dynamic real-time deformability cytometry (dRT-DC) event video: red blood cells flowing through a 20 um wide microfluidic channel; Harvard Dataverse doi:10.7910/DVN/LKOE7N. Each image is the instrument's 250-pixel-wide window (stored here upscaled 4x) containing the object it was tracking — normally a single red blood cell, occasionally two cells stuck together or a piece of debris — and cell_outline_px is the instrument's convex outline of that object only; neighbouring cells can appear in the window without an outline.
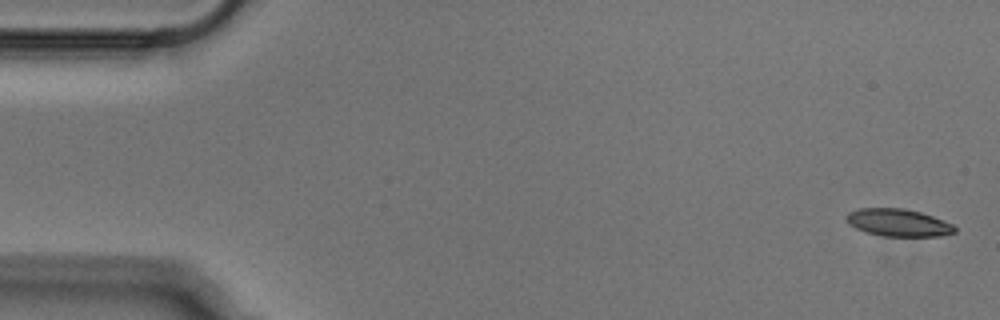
{"species": "Egyptian fruit bat (a non-hibernating species)", "species_latin": "Rousettus aegyptiacus", "temperature_condition": "cold", "stored_images_in_passage": 51, "camera_frame_rate_fps": 3000, "um_per_image_px": 0.085, "animal": {"sex": "male"}, "frame": {"image": 1, "passage_image": 1, "time_ms": 0.0, "image_size_px": [1000, 320], "cell_outline_px": [[956, 232], [940, 236], [884, 236], [864, 232], [848, 224], [844, 216], [848, 212], [860, 208], [904, 208], [920, 212], [932, 216], [952, 224], [956, 228]], "centroid_in_image_um": [76.31, 18.92], "position_along_channel_um": 8.7, "area_um2": 17.4}}
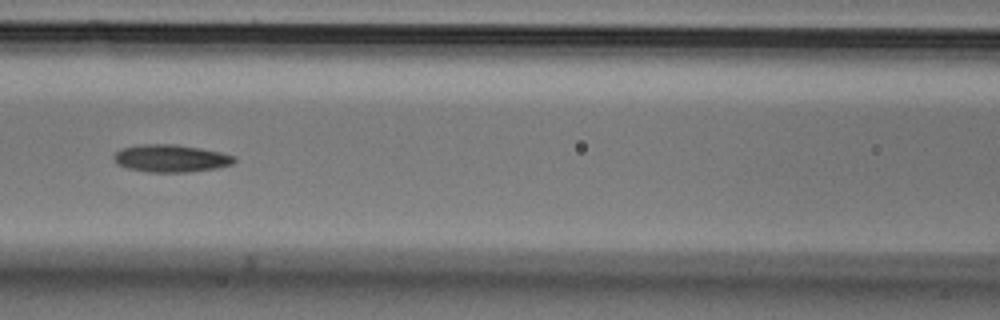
{"frame": {"image": 2, "passage_image": 22, "time_ms": 7.0, "image_size_px": [1000, 320], "cell_outline_px": [[236, 160], [232, 164], [216, 168], [188, 172], [148, 172], [128, 168], [116, 164], [112, 156], [116, 152], [124, 148], [140, 144], [176, 144], [200, 148], [220, 152], [236, 156]], "centroid_in_image_um": [14.52, 13.46], "position_along_channel_um": 152.1, "area_um2": 19.31}}
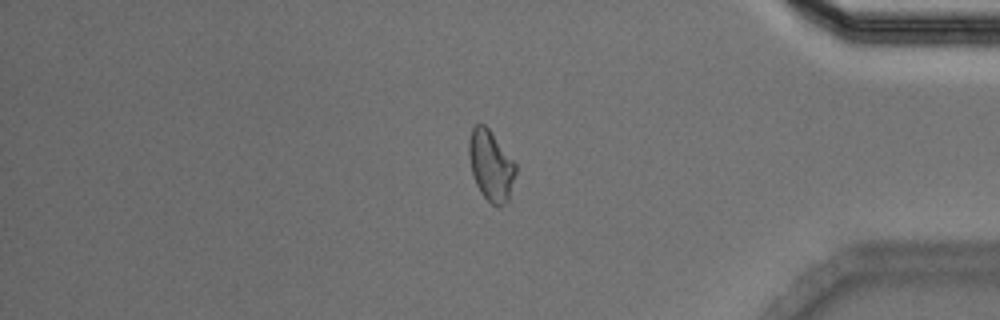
{"frame": {"image": 3, "passage_image": 43, "time_ms": 14.0, "image_size_px": [1000, 320], "cell_outline_px": [[516, 172], [508, 200], [500, 208], [496, 208], [480, 192], [476, 184], [472, 172], [468, 156], [468, 140], [472, 128], [476, 124], [484, 124], [488, 128], [516, 164]], "centroid_in_image_um": [41.71, 14.09], "position_along_channel_um": 393.5, "area_um2": 19.13}}